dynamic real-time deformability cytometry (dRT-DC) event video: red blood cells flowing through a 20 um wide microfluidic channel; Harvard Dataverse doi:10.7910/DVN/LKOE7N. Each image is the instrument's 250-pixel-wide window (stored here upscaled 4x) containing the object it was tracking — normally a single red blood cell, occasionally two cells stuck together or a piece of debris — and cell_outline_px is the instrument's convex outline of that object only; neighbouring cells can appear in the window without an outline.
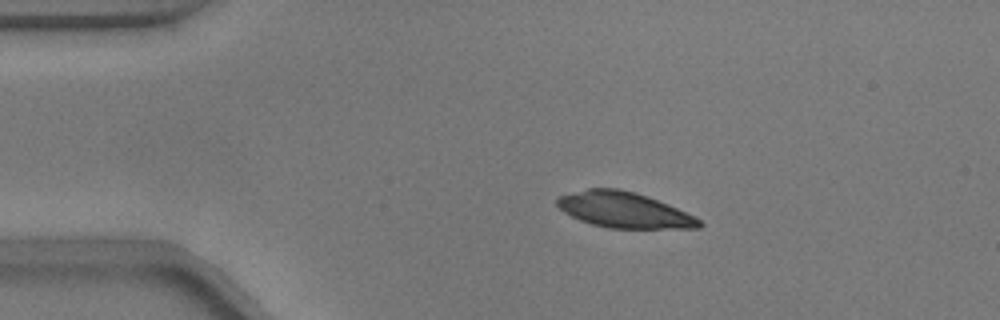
{"species": "common noctule bat (a hibernating species)", "species_latin": "Nyctalus noctula", "temperature_condition": "warm", "stored_images_in_passage": 54, "camera_frame_rate_fps": 3000, "um_per_image_px": 0.085, "animal": {"sex": "male", "body_mass_g": 17.9}, "frame": {"image": 1, "passage_image": 10, "time_ms": 3.0, "image_size_px": [1000, 320], "cell_outline_px": [[704, 224], [700, 228], [608, 228], [592, 224], [580, 220], [564, 212], [556, 204], [556, 200], [560, 196], [588, 188], [620, 188], [636, 192], [648, 196], [668, 204], [700, 220]], "centroid_in_image_um": [53.03, 17.84], "position_along_channel_um": 32.0, "area_um2": 29.3}}
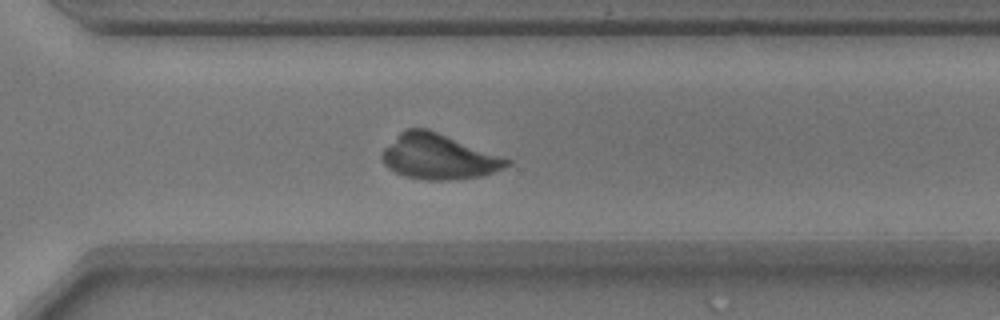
{"frame": {"image": 2, "passage_image": 38, "time_ms": 12.333, "image_size_px": [1000, 320], "cell_outline_px": [[512, 164], [504, 168], [480, 176], [448, 180], [428, 180], [404, 176], [388, 168], [384, 164], [380, 156], [380, 152], [404, 128], [428, 128], [512, 160]], "centroid_in_image_um": [37.25, 13.31], "position_along_channel_um": 333.3, "area_um2": 32.89}}
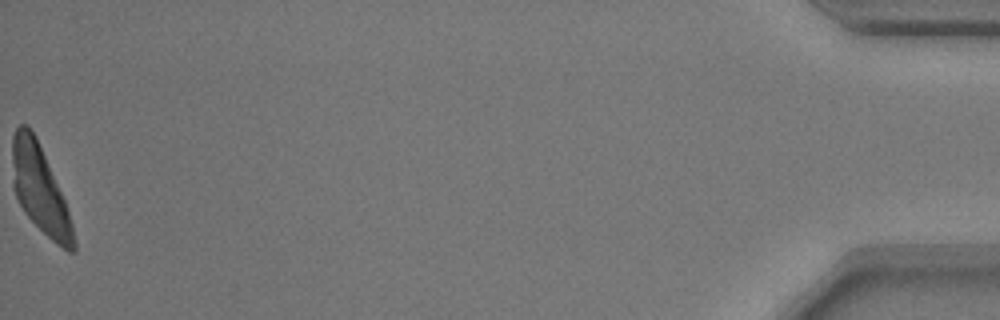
{"frame": {"image": 3, "passage_image": 54, "time_ms": 17.667, "image_size_px": [1000, 320], "cell_outline_px": [[76, 252], [68, 252], [56, 244], [24, 212], [16, 196], [12, 184], [12, 136], [16, 128], [20, 124], [24, 124], [36, 136], [64, 200], [72, 224], [76, 244]], "centroid_in_image_um": [3.38, 16.11], "position_along_channel_um": 431.8, "area_um2": 30.75}}